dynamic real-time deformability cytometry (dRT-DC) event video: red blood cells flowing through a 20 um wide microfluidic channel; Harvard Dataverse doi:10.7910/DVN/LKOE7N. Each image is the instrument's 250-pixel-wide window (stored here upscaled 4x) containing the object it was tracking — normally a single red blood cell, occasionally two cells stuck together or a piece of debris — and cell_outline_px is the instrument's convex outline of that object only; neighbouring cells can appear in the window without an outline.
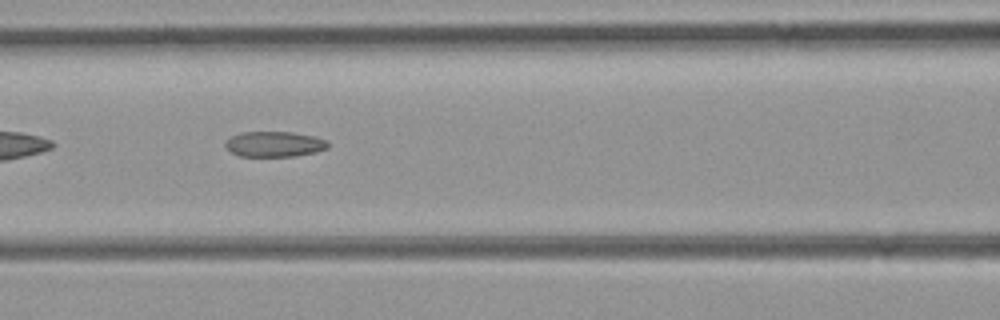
{"species": "common noctule bat (a hibernating species)", "species_latin": "Nyctalus noctula", "temperature_condition": "room temperature", "stored_images_in_passage": 33, "camera_frame_rate_fps": 3000, "um_per_image_px": 0.085, "animal": {"sex": "female", "body_mass_g": 21.9}, "frame": {"image": 1, "passage_image": 6, "time_ms": 1.667, "image_size_px": [1000, 320], "cell_outline_px": [[328, 148], [316, 152], [296, 156], [240, 156], [232, 152], [224, 144], [232, 136], [244, 132], [292, 132], [316, 136], [328, 140]], "centroid_in_image_um": [23.39, 12.25], "position_along_channel_um": 143.2, "area_um2": 15.14}}
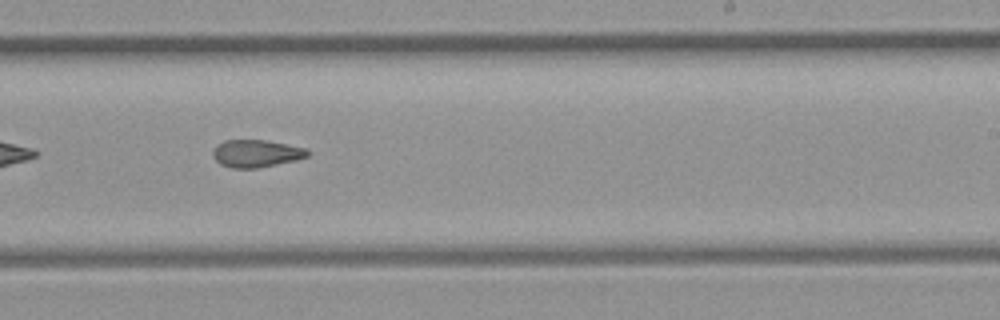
{"frame": {"image": 2, "passage_image": 15, "time_ms": 4.667, "image_size_px": [1000, 320], "cell_outline_px": [[308, 156], [296, 160], [256, 168], [232, 168], [220, 164], [212, 156], [212, 152], [216, 144], [224, 140], [268, 140], [308, 148]], "centroid_in_image_um": [21.76, 13.03], "position_along_channel_um": 267.2, "area_um2": 15.26}}